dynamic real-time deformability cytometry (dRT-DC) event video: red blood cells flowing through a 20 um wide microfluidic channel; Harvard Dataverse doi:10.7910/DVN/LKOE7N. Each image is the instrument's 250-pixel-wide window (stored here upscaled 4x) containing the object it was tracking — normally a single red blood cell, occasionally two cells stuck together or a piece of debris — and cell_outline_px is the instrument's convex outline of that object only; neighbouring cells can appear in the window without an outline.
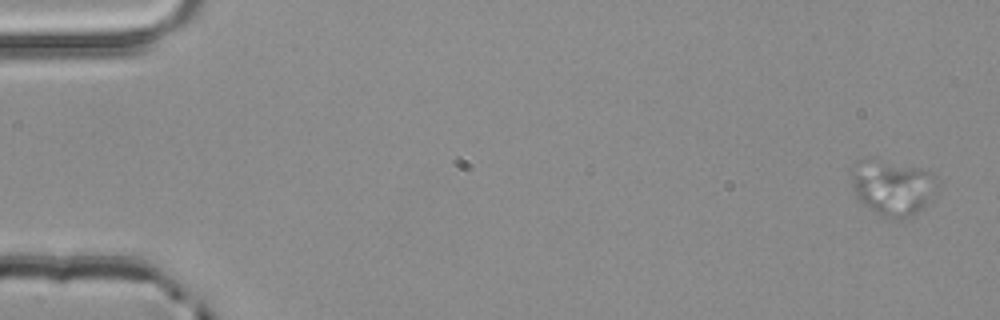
{"species": "common noctule bat (a hibernating species)", "species_latin": "Nyctalus noctula", "temperature_condition": "room temperature", "stored_images_in_passage": 3, "camera_frame_rate_fps": 3000, "um_per_image_px": 0.085, "animal": {"sex": "male", "body_mass_g": 20.4}, "frame": {"image": 1, "passage_image": 1, "time_ms": 0.0, "image_size_px": [1000, 320], "cell_outline_px": [[940, 184], [936, 192], [924, 208], [912, 216], [896, 220], [892, 220], [880, 216], [864, 204], [856, 196], [852, 184], [856, 160], [876, 156], [920, 168], [932, 172], [936, 176]], "centroid_in_image_um": [75.92, 15.91], "position_along_channel_um": 9.1, "area_um2": 28.67}}
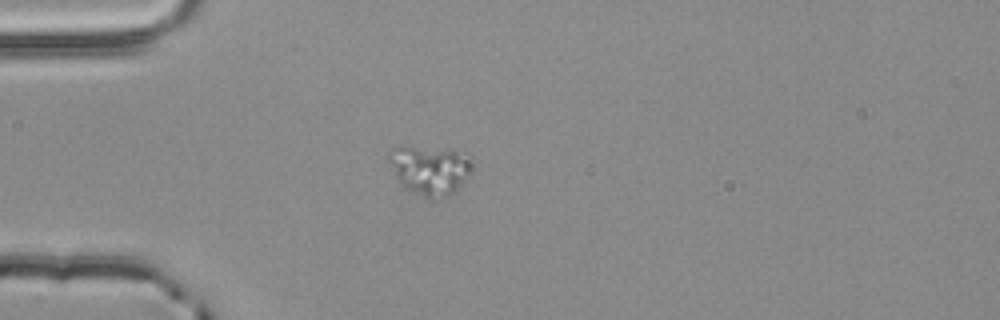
{"frame": {"image": 2, "passage_image": 3, "time_ms": 0.667, "image_size_px": [1000, 320], "cell_outline_px": [[472, 168], [460, 184], [448, 196], [424, 196], [400, 184], [384, 160], [384, 156], [392, 148], [452, 148], [468, 152], [472, 156]], "centroid_in_image_um": [36.51, 14.37], "position_along_channel_um": 48.5, "area_um2": 23.81}}